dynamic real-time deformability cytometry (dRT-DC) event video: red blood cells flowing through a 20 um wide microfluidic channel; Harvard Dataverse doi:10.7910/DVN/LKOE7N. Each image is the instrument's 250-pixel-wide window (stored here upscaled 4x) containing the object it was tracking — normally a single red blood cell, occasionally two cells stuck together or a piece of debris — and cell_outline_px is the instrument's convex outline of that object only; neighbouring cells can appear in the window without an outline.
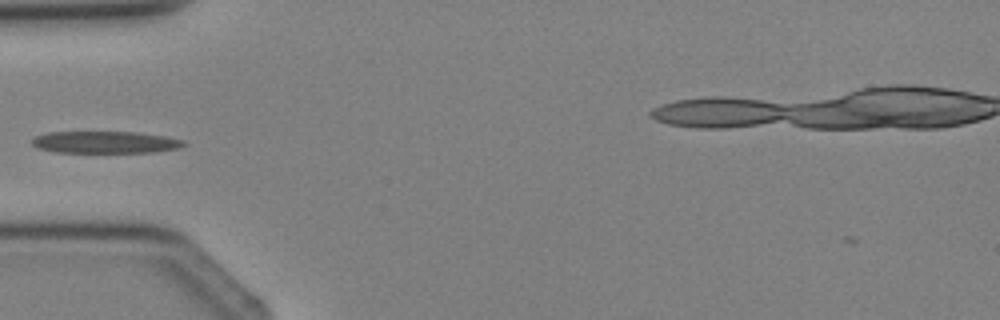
{"species": "Egyptian fruit bat (a non-hibernating species)", "species_latin": "Rousettus aegyptiacus", "temperature_condition": "cold", "stored_images_in_passage": 1, "camera_frame_rate_fps": 3000, "um_per_image_px": 0.085, "animal": {"sex": "female"}, "frame": {"image": 1, "passage_image": 1, "time_ms": 0.0, "image_size_px": [1000, 320], "cell_outline_px": [[188, 144], [180, 148], [152, 152], [56, 152], [40, 148], [32, 144], [32, 140], [36, 136], [48, 132], [136, 132], [164, 136], [184, 140]], "centroid_in_image_um": [8.99, 12.08], "position_along_channel_um": 76.0, "area_um2": 19.31}}